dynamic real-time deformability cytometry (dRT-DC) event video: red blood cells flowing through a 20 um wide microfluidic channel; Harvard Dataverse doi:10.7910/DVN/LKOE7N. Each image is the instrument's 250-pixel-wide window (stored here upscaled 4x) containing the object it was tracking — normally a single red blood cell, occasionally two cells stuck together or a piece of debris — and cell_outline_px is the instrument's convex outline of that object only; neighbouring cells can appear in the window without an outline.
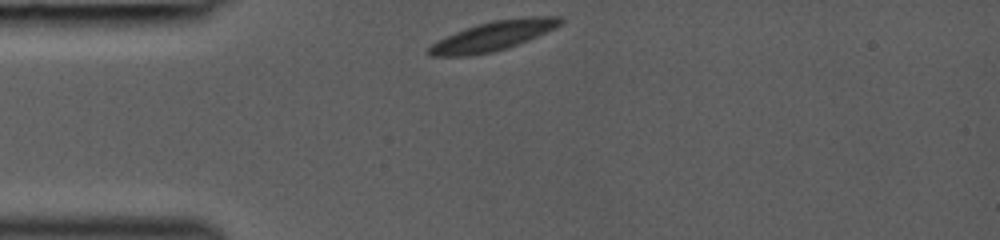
{"species": "common noctule bat (a hibernating species)", "species_latin": "Nyctalus noctula", "temperature_condition": "room temperature", "stored_images_in_passage": 29, "camera_frame_rate_fps": 3000, "um_per_image_px": 0.085, "animal": {"sex": "female", "body_mass_g": 19.0, "forearm_length_mm": 53.3}, "frame": {"image": 1, "passage_image": 1, "time_ms": 0.0, "image_size_px": [1000, 240], "cell_outline_px": [[564, 20], [556, 28], [528, 40], [508, 48], [492, 52], [468, 56], [428, 56], [424, 52], [436, 40], [444, 36], [464, 28], [476, 24], [492, 20], [524, 16], [560, 16]], "centroid_in_image_um": [41.88, 3.05], "position_along_channel_um": 43.1, "area_um2": 23.06}}
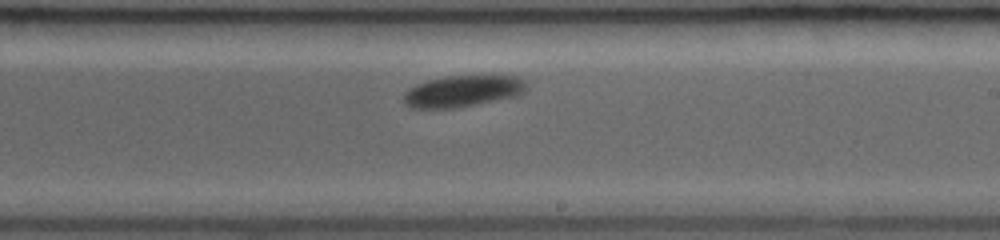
{"frame": {"image": 2, "passage_image": 17, "time_ms": 5.333, "image_size_px": [1000, 240], "cell_outline_px": [[524, 92], [516, 96], [456, 108], [412, 108], [404, 104], [404, 92], [408, 88], [416, 84], [428, 80], [444, 76], [516, 76], [524, 80]], "centroid_in_image_um": [39.27, 7.75], "position_along_channel_um": 249.7, "area_um2": 22.37}}
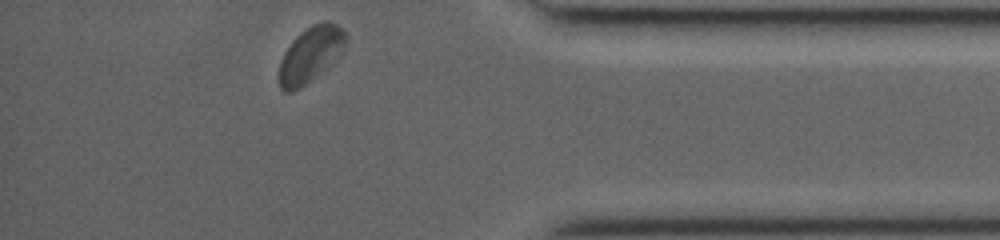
{"frame": {"image": 3, "passage_image": 29, "time_ms": 9.333, "image_size_px": [1000, 240], "cell_outline_px": [[348, 40], [344, 48], [328, 68], [300, 88], [292, 92], [284, 92], [280, 88], [280, 60], [284, 52], [292, 40], [300, 32], [312, 24], [324, 20], [328, 20], [344, 28]], "centroid_in_image_um": [26.42, 4.6], "position_along_channel_um": 408.8, "area_um2": 21.85}}